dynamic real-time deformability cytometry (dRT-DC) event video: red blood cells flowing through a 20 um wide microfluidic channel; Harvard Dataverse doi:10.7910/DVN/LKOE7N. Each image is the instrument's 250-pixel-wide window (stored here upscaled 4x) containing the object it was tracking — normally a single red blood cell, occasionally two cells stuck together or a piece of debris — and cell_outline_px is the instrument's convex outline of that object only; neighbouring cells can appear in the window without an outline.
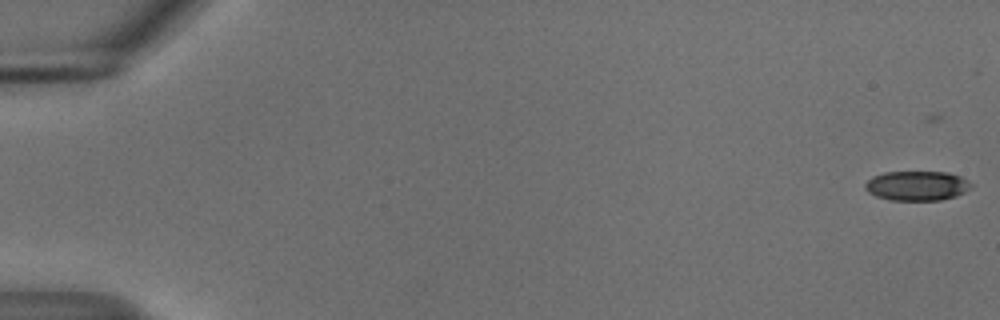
{"species": "common noctule bat (a hibernating species)", "species_latin": "Nyctalus noctula", "temperature_condition": "cold", "stored_images_in_passage": 57, "camera_frame_rate_fps": 3000, "um_per_image_px": 0.085, "animal": {"sex": "male", "body_mass_g": 18.8}, "frame": {"image": 1, "passage_image": 3, "time_ms": 0.667, "image_size_px": [1000, 320], "cell_outline_px": [[972, 184], [964, 192], [956, 196], [940, 200], [888, 200], [876, 196], [868, 192], [864, 188], [864, 184], [872, 176], [884, 172], [948, 172], [960, 176]], "centroid_in_image_um": [77.89, 15.79], "position_along_channel_um": 7.1, "area_um2": 18.26}}
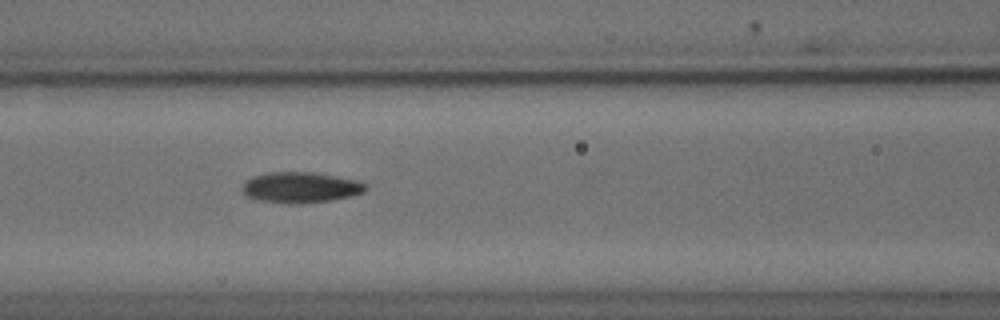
{"frame": {"image": 2, "passage_image": 27, "time_ms": 8.667, "image_size_px": [1000, 320], "cell_outline_px": [[368, 188], [364, 192], [352, 196], [332, 200], [300, 204], [288, 204], [260, 200], [248, 196], [240, 188], [252, 176], [264, 172], [312, 172], [364, 180], [368, 184]], "centroid_in_image_um": [25.64, 15.92], "position_along_channel_um": 141.0, "area_um2": 22.54}}
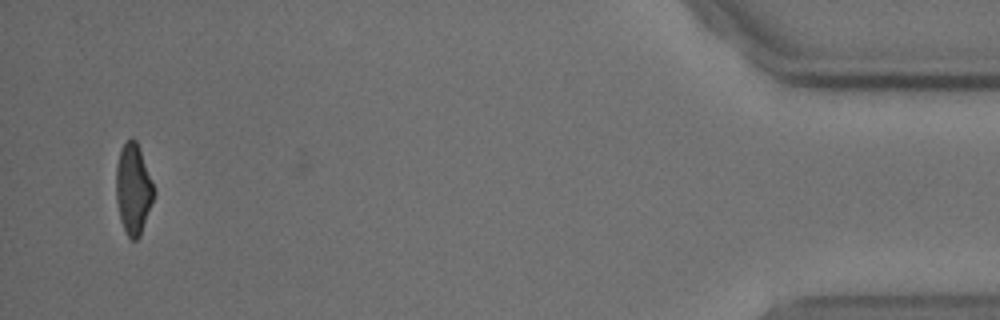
{"frame": {"image": 3, "passage_image": 56, "time_ms": 18.333, "image_size_px": [1000, 320], "cell_outline_px": [[156, 192], [140, 236], [136, 240], [132, 240], [128, 236], [120, 220], [116, 200], [116, 164], [120, 148], [132, 136], [136, 140], [140, 148], [156, 188]], "centroid_in_image_um": [11.34, 16.03], "position_along_channel_um": 423.9, "area_um2": 20.29}, "authors_computed_cell_mechanics": {"area_um2": 20.6924, "velocity_mm_per_s": 3.6991, "shape_relaxation_time_tau1_ms": 5.4556, "shape_relaxation_time_tau2_ms": 3.1797, "deformation_change_tau1": 0.1588, "deformation_change_tau2": 0.0926}}